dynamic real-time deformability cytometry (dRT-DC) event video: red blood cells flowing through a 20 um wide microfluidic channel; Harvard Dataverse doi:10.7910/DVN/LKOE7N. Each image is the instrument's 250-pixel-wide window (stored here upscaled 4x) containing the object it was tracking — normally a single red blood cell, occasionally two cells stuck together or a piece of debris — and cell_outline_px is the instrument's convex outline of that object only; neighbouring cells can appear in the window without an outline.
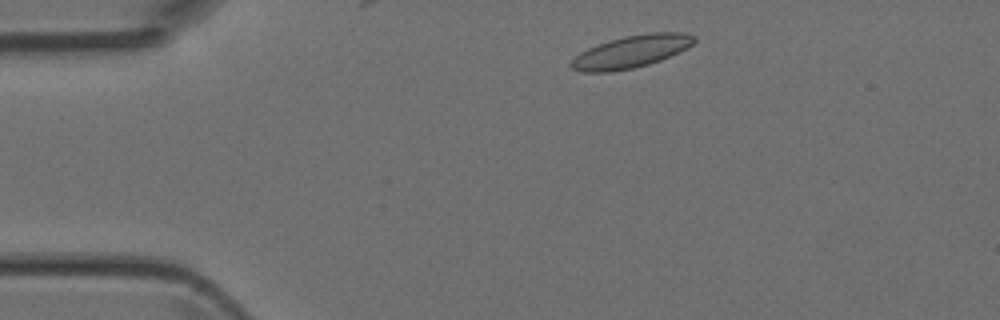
{"species": "Egyptian fruit bat (a non-hibernating species)", "species_latin": "Rousettus aegyptiacus", "temperature_condition": "room temperature", "stored_images_in_passage": 42, "camera_frame_rate_fps": 3000, "um_per_image_px": 0.085, "animal": {"sex": "female"}, "frame": {"image": 1, "passage_image": 3, "time_ms": 0.667, "image_size_px": [1000, 320], "cell_outline_px": [[696, 40], [688, 48], [680, 52], [660, 60], [648, 64], [632, 68], [612, 72], [580, 72], [572, 68], [568, 64], [580, 52], [588, 48], [608, 40], [624, 36], [648, 32], [684, 32], [696, 36]], "centroid_in_image_um": [53.66, 4.38], "position_along_channel_um": 31.3, "area_um2": 23.41}}
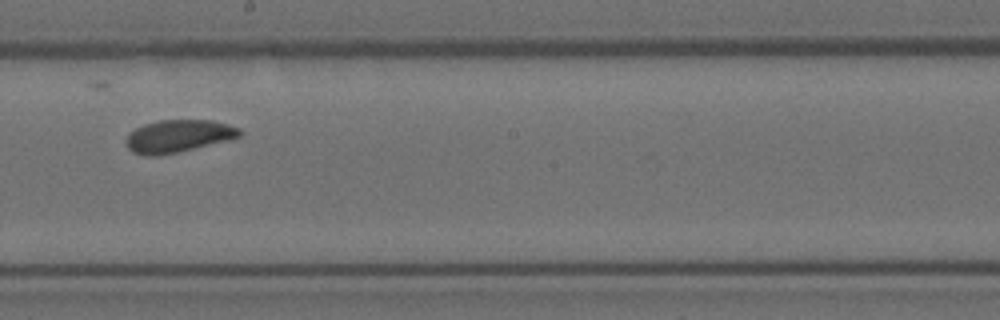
{"frame": {"image": 2, "passage_image": 21, "time_ms": 6.667, "image_size_px": [1000, 320], "cell_outline_px": [[244, 132], [240, 136], [232, 140], [176, 152], [156, 156], [144, 156], [132, 152], [128, 148], [128, 132], [144, 124], [160, 120], [212, 120], [228, 124], [240, 128]], "centroid_in_image_um": [15.2, 11.56], "position_along_channel_um": 233.0, "area_um2": 21.62}}
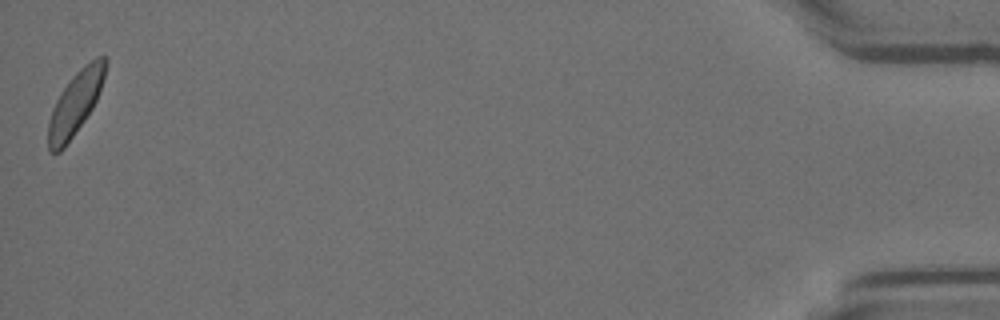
{"frame": {"image": 3, "passage_image": 42, "time_ms": 13.667, "image_size_px": [1000, 320], "cell_outline_px": [[108, 60], [104, 76], [96, 100], [92, 108], [84, 120], [64, 148], [60, 152], [48, 152], [48, 120], [52, 108], [60, 92], [72, 76], [84, 64], [96, 56], [104, 56]], "centroid_in_image_um": [6.38, 8.75], "position_along_channel_um": 428.8, "area_um2": 20.98}}